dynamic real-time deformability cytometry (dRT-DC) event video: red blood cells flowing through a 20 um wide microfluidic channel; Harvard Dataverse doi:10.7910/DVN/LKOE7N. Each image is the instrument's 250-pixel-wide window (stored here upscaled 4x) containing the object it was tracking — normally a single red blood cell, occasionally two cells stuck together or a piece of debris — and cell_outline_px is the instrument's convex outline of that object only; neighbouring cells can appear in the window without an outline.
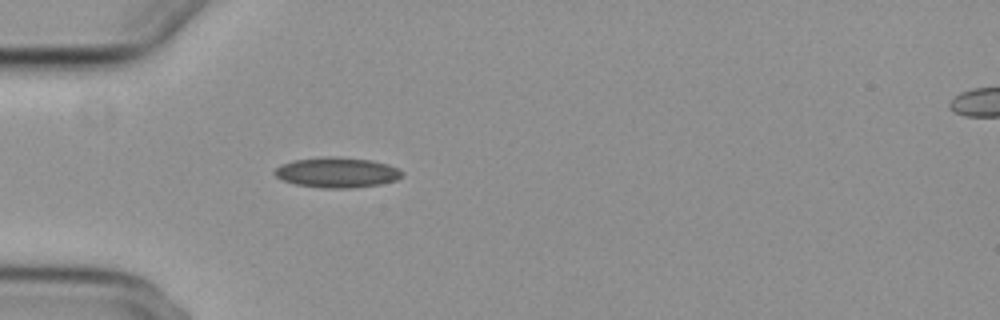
{"species": "common noctule bat (a hibernating species)", "species_latin": "Nyctalus noctula", "temperature_condition": "cold", "stored_images_in_passage": 4, "camera_frame_rate_fps": 3000, "um_per_image_px": 0.085, "animal": {"sex": "female", "body_mass_g": 29.2, "forearm_length_mm": 56.3}, "frame": {"image": 1, "passage_image": 4, "time_ms": 3.667, "image_size_px": [1000, 320], "cell_outline_px": [[404, 172], [396, 180], [380, 184], [352, 188], [320, 188], [296, 184], [284, 180], [276, 176], [272, 172], [280, 164], [292, 160], [328, 156], [372, 160], [388, 164], [400, 168]], "centroid_in_image_um": [28.64, 14.65], "position_along_channel_um": 56.4, "area_um2": 22.54}}